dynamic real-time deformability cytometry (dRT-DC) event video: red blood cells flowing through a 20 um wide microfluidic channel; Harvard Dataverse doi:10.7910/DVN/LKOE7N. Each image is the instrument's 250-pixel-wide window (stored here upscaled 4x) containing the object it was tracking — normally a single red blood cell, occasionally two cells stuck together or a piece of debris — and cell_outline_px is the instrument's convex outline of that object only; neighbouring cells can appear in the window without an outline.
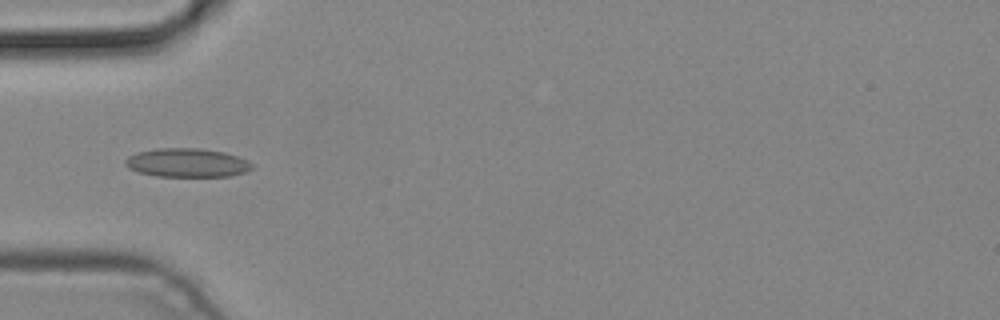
{"species": "common noctule bat (a hibernating species)", "species_latin": "Nyctalus noctula", "temperature_condition": "cold", "stored_images_in_passage": 1, "camera_frame_rate_fps": 3000, "um_per_image_px": 0.085, "animal": {"sex": "male", "body_mass_g": 19.2, "forearm_length_mm": 51.8}, "frame": {"image": 1, "passage_image": 1, "time_ms": 0.0, "image_size_px": [1000, 320], "cell_outline_px": [[252, 168], [244, 172], [232, 176], [156, 176], [140, 172], [128, 168], [124, 164], [124, 160], [128, 156], [136, 152], [156, 148], [196, 148], [224, 152], [248, 160], [252, 164]], "centroid_in_image_um": [15.87, 13.83], "position_along_channel_um": 69.1, "area_um2": 21.21}}